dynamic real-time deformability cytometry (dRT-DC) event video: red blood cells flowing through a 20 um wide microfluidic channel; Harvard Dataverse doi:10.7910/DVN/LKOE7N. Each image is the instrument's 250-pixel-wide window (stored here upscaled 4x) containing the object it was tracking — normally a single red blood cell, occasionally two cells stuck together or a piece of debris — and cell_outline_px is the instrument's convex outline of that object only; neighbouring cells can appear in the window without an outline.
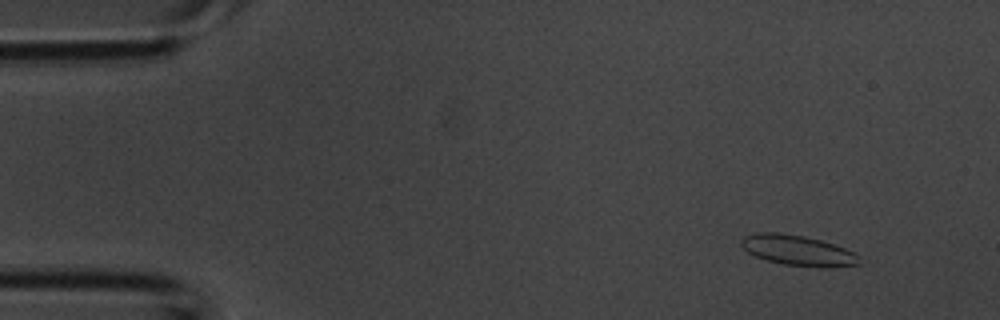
{"species": "common noctule bat (a hibernating species)", "species_latin": "Nyctalus noctula", "temperature_condition": "room temperature", "stored_images_in_passage": 42, "camera_frame_rate_fps": 3000, "um_per_image_px": 0.085, "animal": {"sex": "male", "body_mass_g": 20.1, "forearm_length_mm": 53.5}, "frame": {"image": 1, "passage_image": 4, "time_ms": 1.0, "image_size_px": [1000, 320], "cell_outline_px": [[860, 264], [828, 268], [820, 268], [784, 264], [768, 260], [756, 256], [748, 252], [740, 244], [740, 240], [744, 236], [756, 232], [776, 232], [804, 236], [820, 240], [844, 248], [860, 256]], "centroid_in_image_um": [67.82, 21.29], "position_along_channel_um": 17.2, "area_um2": 20.87}}
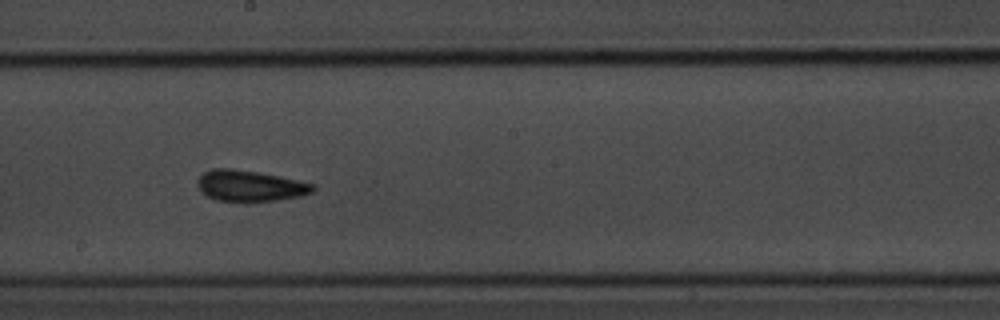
{"frame": {"image": 2, "passage_image": 23, "time_ms": 7.333, "image_size_px": [1000, 320], "cell_outline_px": [[316, 188], [312, 192], [300, 196], [276, 200], [248, 204], [244, 204], [216, 200], [208, 196], [200, 188], [200, 176], [204, 172], [216, 168], [228, 168], [256, 172], [280, 176], [316, 184]], "centroid_in_image_um": [21.31, 15.84], "position_along_channel_um": 226.9, "area_um2": 21.1}}
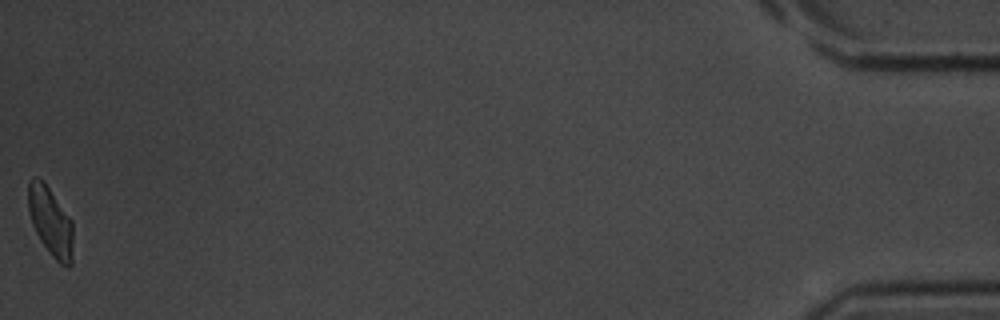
{"frame": {"image": 3, "passage_image": 42, "time_ms": 13.667, "image_size_px": [1000, 320], "cell_outline_px": [[72, 264], [68, 268], [60, 264], [48, 252], [40, 240], [32, 224], [28, 212], [28, 180], [32, 176], [36, 176], [48, 188], [72, 220]], "centroid_in_image_um": [4.28, 18.86], "position_along_channel_um": 430.9, "area_um2": 17.98}}